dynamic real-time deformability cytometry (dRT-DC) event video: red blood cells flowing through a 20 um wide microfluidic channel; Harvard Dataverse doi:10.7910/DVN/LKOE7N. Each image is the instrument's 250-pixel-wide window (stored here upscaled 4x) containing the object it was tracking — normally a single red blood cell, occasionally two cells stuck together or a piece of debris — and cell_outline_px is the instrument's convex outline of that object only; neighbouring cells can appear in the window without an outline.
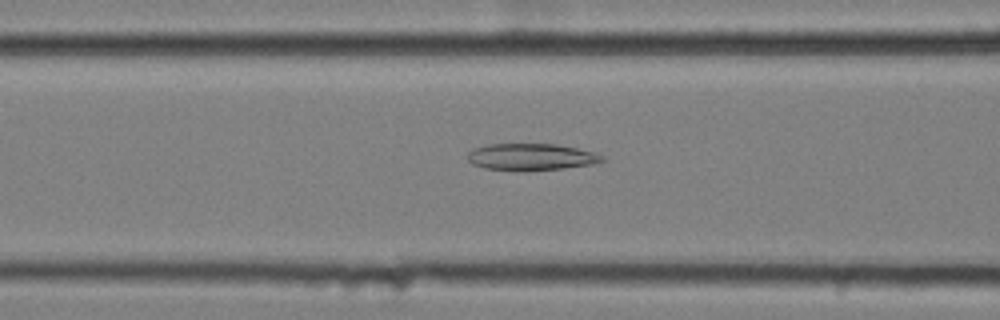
{"species": "common noctule bat (a hibernating species)", "species_latin": "Nyctalus noctula", "temperature_condition": "cold", "stored_images_in_passage": 58, "camera_frame_rate_fps": 3000, "um_per_image_px": 0.085, "animal": {"sex": "female", "body_mass_g": 25.1}, "frame": {"image": 1, "passage_image": 24, "time_ms": 7.667, "image_size_px": [1000, 320], "cell_outline_px": [[604, 160], [592, 164], [564, 168], [520, 172], [484, 168], [472, 164], [468, 160], [468, 152], [476, 148], [488, 144], [556, 144], [576, 148], [592, 152], [604, 156]], "centroid_in_image_um": [45.11, 13.35], "position_along_channel_um": 121.5, "area_um2": 21.1}}
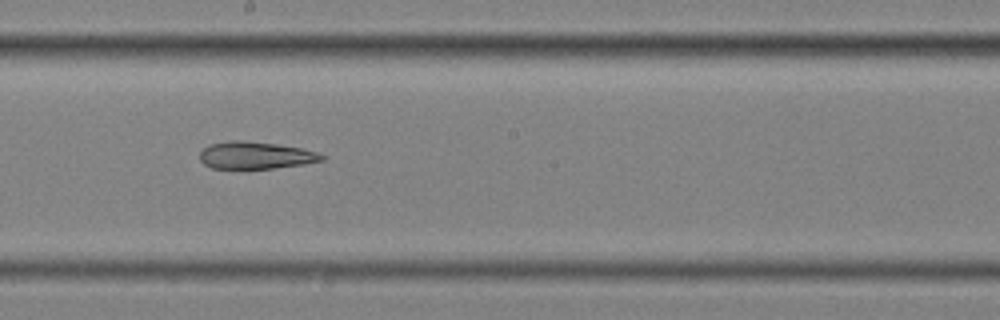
{"frame": {"image": 2, "passage_image": 33, "time_ms": 10.667, "image_size_px": [1000, 320], "cell_outline_px": [[324, 160], [304, 164], [272, 168], [212, 168], [204, 164], [200, 160], [200, 152], [208, 144], [232, 140], [240, 140], [276, 144], [300, 148], [316, 152], [324, 156]], "centroid_in_image_um": [21.69, 13.2], "position_along_channel_um": 226.5, "area_um2": 19.13}}
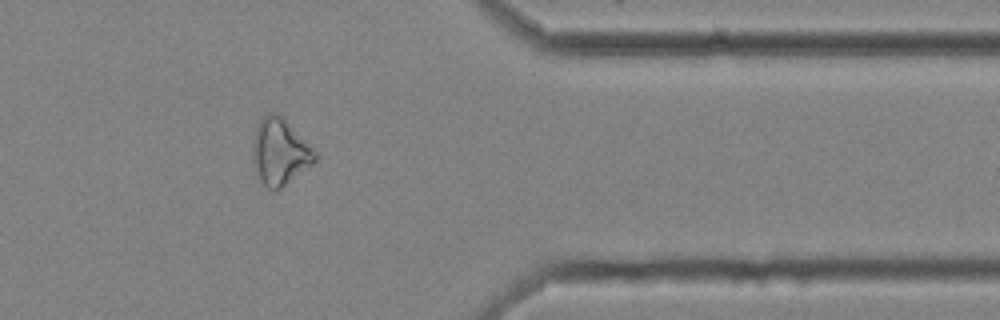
{"frame": {"image": 3, "passage_image": 48, "time_ms": 15.667, "image_size_px": [1000, 320], "cell_outline_px": [[316, 160], [312, 164], [276, 192], [272, 192], [260, 180], [252, 160], [252, 148], [256, 128], [260, 120], [268, 112], [276, 112], [284, 116], [316, 152]], "centroid_in_image_um": [23.77, 12.89], "position_along_channel_um": 387.6, "area_um2": 24.16}}